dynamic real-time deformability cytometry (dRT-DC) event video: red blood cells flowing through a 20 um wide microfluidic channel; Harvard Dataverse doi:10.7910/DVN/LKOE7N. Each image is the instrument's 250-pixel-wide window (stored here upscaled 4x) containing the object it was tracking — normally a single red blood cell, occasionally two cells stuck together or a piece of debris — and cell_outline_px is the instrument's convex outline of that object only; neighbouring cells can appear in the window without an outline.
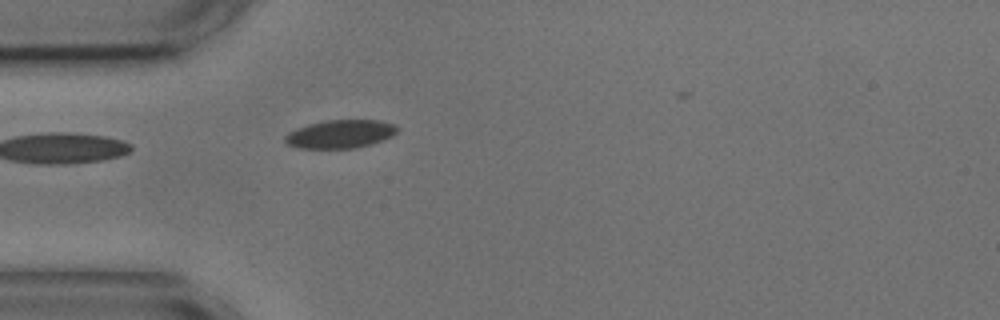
{"species": "common noctule bat (a hibernating species)", "species_latin": "Nyctalus noctula", "temperature_condition": "cold", "stored_images_in_passage": 5, "camera_frame_rate_fps": 3000, "um_per_image_px": 0.085, "animal": {"sex": "male", "body_mass_g": 17.9, "forearm_length_mm": 54.2}, "frame": {"image": 1, "passage_image": 1, "time_ms": 0.0, "image_size_px": [1000, 320], "cell_outline_px": [[400, 128], [392, 136], [372, 144], [352, 148], [300, 148], [288, 144], [284, 140], [284, 136], [288, 132], [296, 128], [308, 124], [324, 120], [380, 120], [396, 124]], "centroid_in_image_um": [28.94, 11.38], "position_along_channel_um": 56.1, "area_um2": 18.61}}